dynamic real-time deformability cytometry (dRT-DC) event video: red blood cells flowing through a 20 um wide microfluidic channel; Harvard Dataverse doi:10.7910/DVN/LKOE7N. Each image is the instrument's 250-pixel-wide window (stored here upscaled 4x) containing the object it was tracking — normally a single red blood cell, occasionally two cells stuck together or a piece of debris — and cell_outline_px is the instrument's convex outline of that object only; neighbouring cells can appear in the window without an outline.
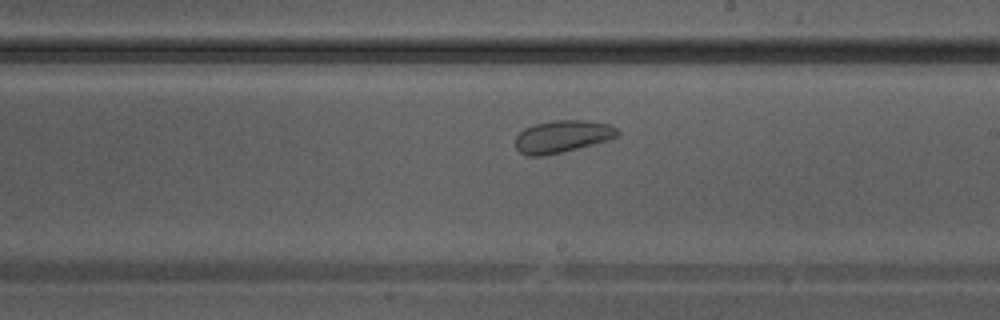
{"species": "Egyptian fruit bat (a non-hibernating species)", "species_latin": "Rousettus aegyptiacus", "temperature_condition": "warm", "stored_images_in_passage": 20, "camera_frame_rate_fps": 3000, "um_per_image_px": 0.085, "animal": {"sex": "male"}, "frame": {"image": 1, "passage_image": 14, "time_ms": 4.333, "image_size_px": [1000, 320], "cell_outline_px": [[620, 136], [608, 140], [560, 152], [540, 156], [528, 156], [520, 152], [516, 148], [516, 136], [524, 128], [532, 124], [552, 120], [588, 120], [608, 124], [616, 128], [620, 132]], "centroid_in_image_um": [47.79, 11.58], "position_along_channel_um": 241.2, "area_um2": 19.19}}
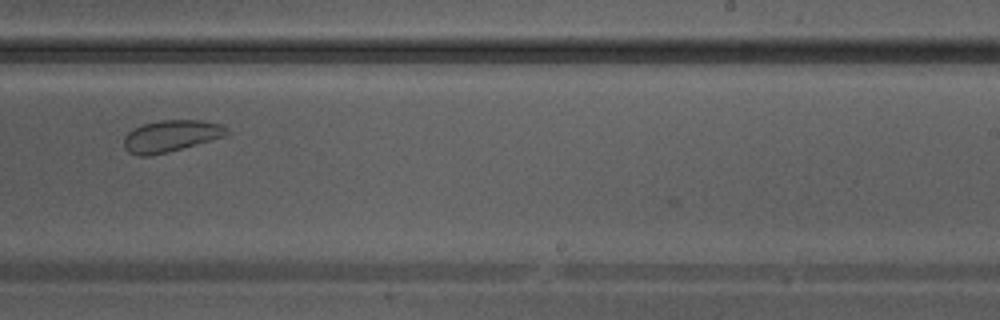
{"frame": {"image": 2, "passage_image": 16, "time_ms": 5.0, "image_size_px": [1000, 320], "cell_outline_px": [[228, 132], [224, 136], [196, 144], [148, 156], [136, 156], [128, 152], [124, 148], [124, 136], [128, 132], [144, 124], [160, 120], [204, 120], [220, 124], [228, 128]], "centroid_in_image_um": [14.5, 11.55], "position_along_channel_um": 274.5, "area_um2": 18.67}}